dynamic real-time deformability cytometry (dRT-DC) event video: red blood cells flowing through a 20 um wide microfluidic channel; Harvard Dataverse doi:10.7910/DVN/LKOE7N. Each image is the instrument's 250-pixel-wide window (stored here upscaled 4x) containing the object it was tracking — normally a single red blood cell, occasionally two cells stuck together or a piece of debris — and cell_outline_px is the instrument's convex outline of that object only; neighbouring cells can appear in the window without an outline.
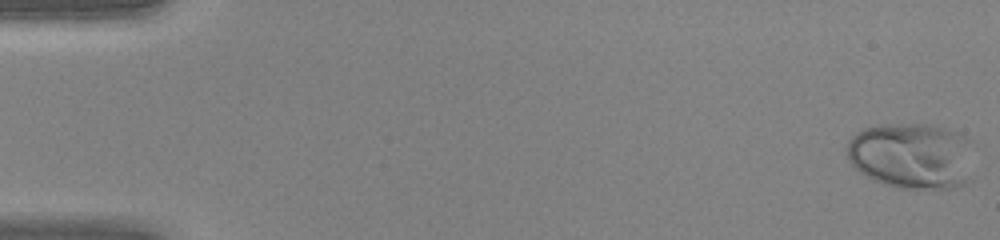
{"species": "human", "species_latin": "Homo sapiens", "temperature_condition": "warm", "stored_images_in_passage": 45, "camera_frame_rate_fps": 3000, "um_per_image_px": 0.085, "donor": {"sex": "female"}, "frame": {"image": 1, "passage_image": 1, "time_ms": 0.0, "image_size_px": [1000, 240], "cell_outline_px": [[972, 180], [952, 188], [900, 188], [884, 184], [860, 172], [852, 164], [848, 156], [848, 140], [856, 132], [864, 128], [880, 124], [928, 124], [960, 132], [972, 140]], "centroid_in_image_um": [77.57, 13.22], "position_along_channel_um": 7.4, "area_um2": 49.59}}
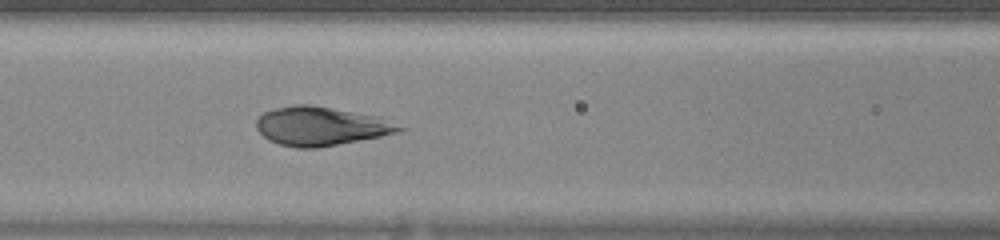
{"frame": {"image": 2, "passage_image": 20, "time_ms": 6.333, "image_size_px": [1000, 240], "cell_outline_px": [[408, 128], [396, 132], [380, 136], [360, 140], [316, 148], [296, 148], [280, 144], [268, 140], [256, 128], [256, 120], [264, 112], [276, 108], [296, 104], [312, 104], [380, 116]], "centroid_in_image_um": [27.29, 10.71], "position_along_channel_um": 139.3, "area_um2": 32.37}}
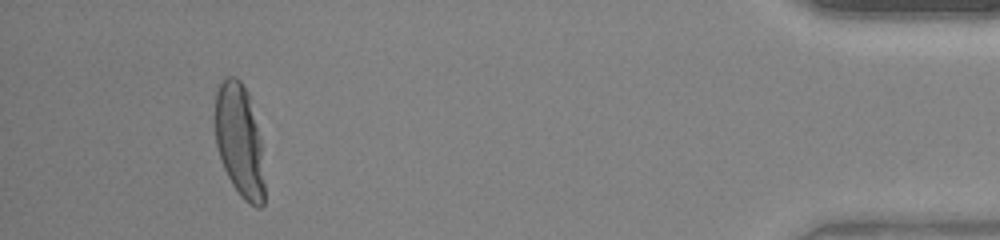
{"frame": {"image": 3, "passage_image": 42, "time_ms": 13.667, "image_size_px": [1000, 240], "cell_outline_px": [[264, 204], [260, 208], [256, 208], [244, 200], [240, 196], [232, 184], [220, 160], [216, 144], [216, 88], [220, 80], [224, 76], [236, 76], [240, 80], [248, 92], [260, 140], [264, 180]], "centroid_in_image_um": [20.34, 11.95], "position_along_channel_um": 414.9, "area_um2": 32.48}}